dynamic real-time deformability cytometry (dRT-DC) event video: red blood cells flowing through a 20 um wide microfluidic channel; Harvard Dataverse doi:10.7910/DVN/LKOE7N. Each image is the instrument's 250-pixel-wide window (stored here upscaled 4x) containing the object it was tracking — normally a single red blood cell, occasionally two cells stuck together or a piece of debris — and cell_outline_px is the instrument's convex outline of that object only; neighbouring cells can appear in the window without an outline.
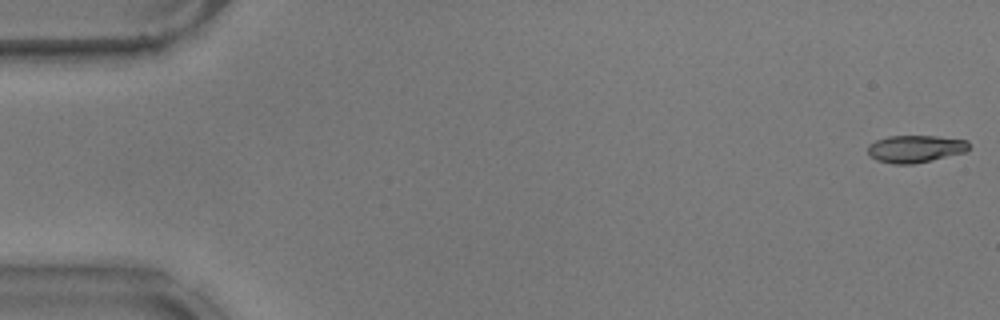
{"species": "common noctule bat (a hibernating species)", "species_latin": "Nyctalus noctula", "temperature_condition": "warm", "stored_images_in_passage": 53, "camera_frame_rate_fps": 3000, "um_per_image_px": 0.085, "animal": {"sex": "male", "body_mass_g": 17.9}, "frame": {"image": 1, "passage_image": 1, "time_ms": 0.0, "image_size_px": [1000, 320], "cell_outline_px": [[968, 148], [964, 152], [932, 160], [912, 164], [892, 164], [876, 160], [868, 152], [868, 144], [876, 140], [888, 136], [936, 136], [968, 140]], "centroid_in_image_um": [77.78, 12.64], "position_along_channel_um": 7.2, "area_um2": 16.01}}
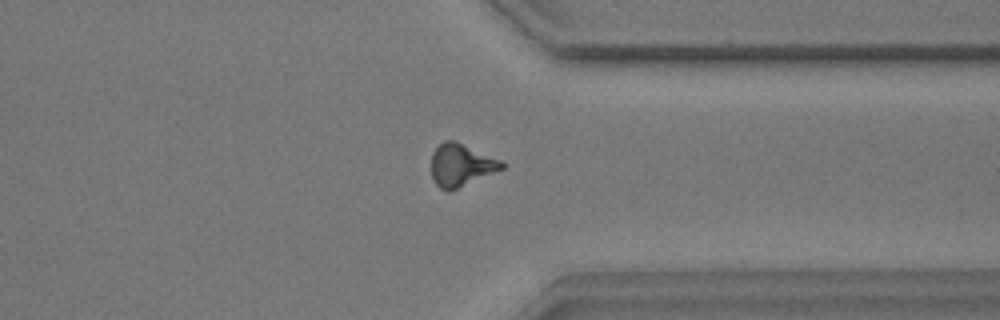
{"frame": {"image": 2, "passage_image": 42, "time_ms": 13.667, "image_size_px": [1000, 320], "cell_outline_px": [[508, 164], [504, 168], [448, 192], [440, 188], [432, 180], [432, 152], [444, 140], [456, 140], [504, 160]], "centroid_in_image_um": [39.23, 14.0], "position_along_channel_um": 372.2, "area_um2": 17.74}}
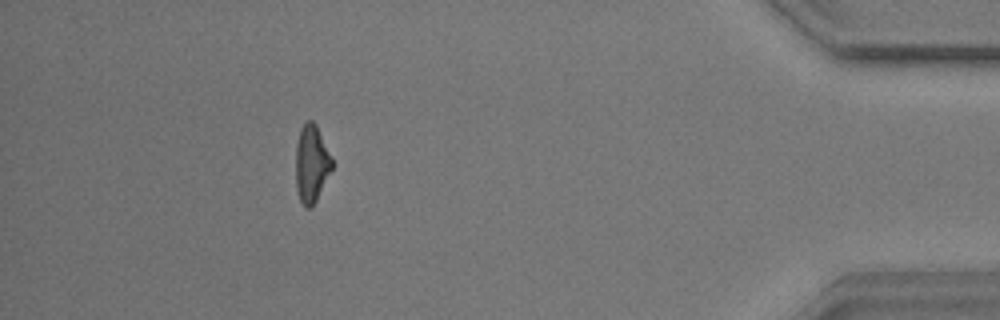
{"frame": {"image": 3, "passage_image": 49, "time_ms": 16.0, "image_size_px": [1000, 320], "cell_outline_px": [[332, 168], [312, 208], [304, 208], [300, 200], [296, 188], [296, 144], [300, 128], [308, 120], [312, 120], [316, 124], [332, 160]], "centroid_in_image_um": [26.45, 13.93], "position_along_channel_um": 408.7, "area_um2": 16.18}, "authors_computed_cell_mechanics": {"area_um2": 16.762, "velocity_mm_per_s": 3.7432, "shape_relaxation_time_tau1_ms": 7.5803, "shape_relaxation_time_tau2_ms": 3.5208, "deformation_change_tau1": 0.2644, "deformation_change_tau2": 0.1324}}